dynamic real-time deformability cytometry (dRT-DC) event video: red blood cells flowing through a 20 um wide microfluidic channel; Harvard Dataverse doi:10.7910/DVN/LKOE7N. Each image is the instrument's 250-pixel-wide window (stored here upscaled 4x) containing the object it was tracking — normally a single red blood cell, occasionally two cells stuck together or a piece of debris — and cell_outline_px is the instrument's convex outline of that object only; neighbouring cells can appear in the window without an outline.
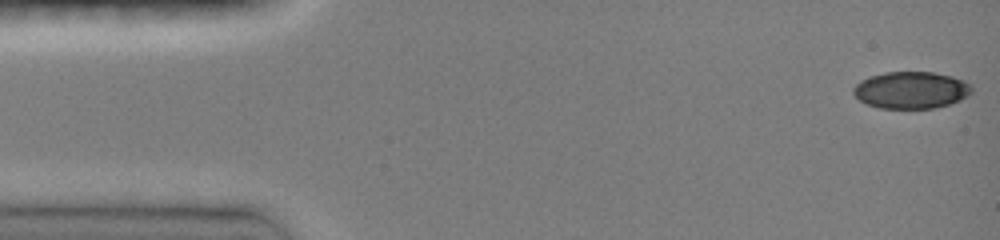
{"species": "common noctule bat (a hibernating species)", "species_latin": "Nyctalus noctula", "temperature_condition": "room temperature", "stored_images_in_passage": 23, "camera_frame_rate_fps": 3000, "um_per_image_px": 0.085, "animal": {"sex": "female", "body_mass_g": 19.0, "forearm_length_mm": 51.5}, "frame": {"image": 1, "passage_image": 1, "time_ms": 0.0, "image_size_px": [1000, 240], "cell_outline_px": [[972, 92], [968, 96], [960, 100], [936, 108], [880, 108], [868, 104], [860, 100], [852, 92], [852, 88], [860, 80], [868, 76], [884, 72], [932, 72], [952, 76], [964, 80], [972, 84]], "centroid_in_image_um": [77.45, 7.64], "position_along_channel_um": 7.5, "area_um2": 25.66}}
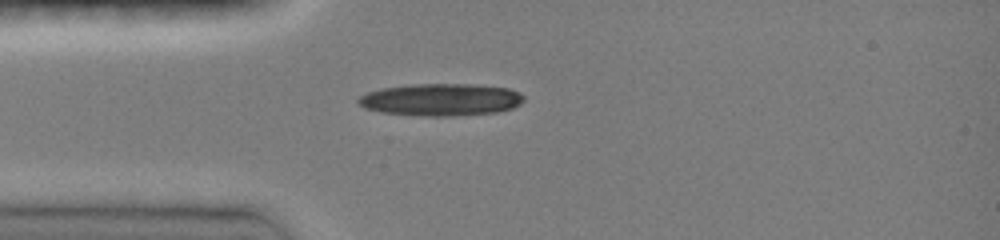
{"frame": {"image": 2, "passage_image": 16, "time_ms": 3.667, "image_size_px": [1000, 240], "cell_outline_px": [[524, 100], [520, 104], [512, 108], [496, 112], [452, 116], [424, 116], [380, 112], [364, 108], [356, 100], [360, 96], [368, 92], [380, 88], [412, 84], [472, 84], [508, 88], [520, 92], [524, 96]], "centroid_in_image_um": [37.47, 8.47], "position_along_channel_um": 47.5, "area_um2": 31.21}}